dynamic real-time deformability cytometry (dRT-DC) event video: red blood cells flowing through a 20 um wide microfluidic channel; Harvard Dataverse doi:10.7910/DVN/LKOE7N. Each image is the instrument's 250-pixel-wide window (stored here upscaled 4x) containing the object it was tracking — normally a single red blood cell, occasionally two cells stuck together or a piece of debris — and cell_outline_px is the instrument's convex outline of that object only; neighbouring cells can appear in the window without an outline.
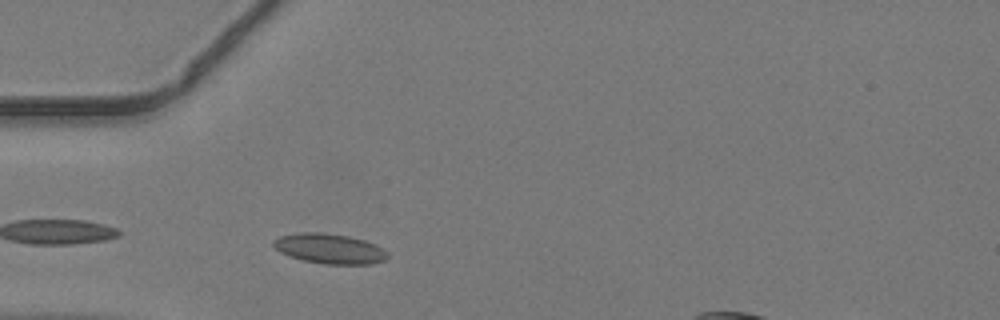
{"species": "common noctule bat (a hibernating species)", "species_latin": "Nyctalus noctula", "temperature_condition": "warm", "stored_images_in_passage": 32, "camera_frame_rate_fps": 3000, "um_per_image_px": 0.085, "animal": {"sex": "male", "body_mass_g": 19.2, "forearm_length_mm": 51.8}, "frame": {"image": 1, "passage_image": 2, "time_ms": 0.333, "image_size_px": [1000, 320], "cell_outline_px": [[388, 256], [384, 260], [372, 264], [324, 264], [304, 260], [288, 256], [280, 252], [272, 244], [272, 240], [280, 236], [300, 232], [320, 232], [348, 236], [364, 240], [388, 252]], "centroid_in_image_um": [27.97, 21.14], "position_along_channel_um": 57.0, "area_um2": 19.83}}
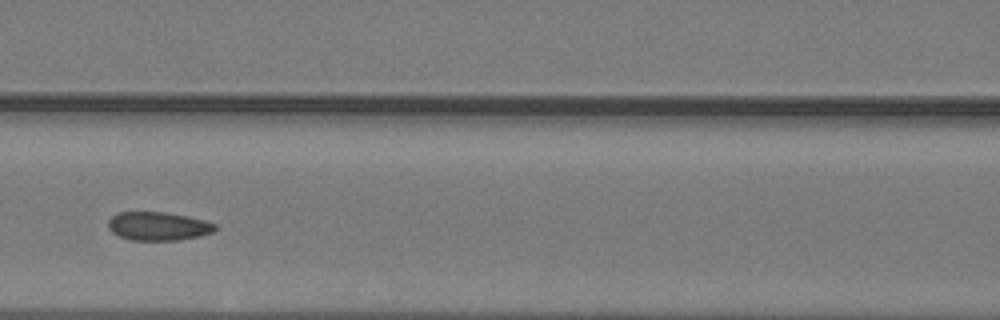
{"frame": {"image": 2, "passage_image": 9, "time_ms": 2.667, "image_size_px": [1000, 320], "cell_outline_px": [[216, 228], [212, 232], [200, 236], [176, 240], [132, 240], [120, 236], [112, 232], [108, 228], [108, 220], [112, 216], [120, 212], [168, 212], [188, 216], [204, 220], [216, 224]], "centroid_in_image_um": [13.44, 19.22], "position_along_channel_um": 153.2, "area_um2": 17.74}}
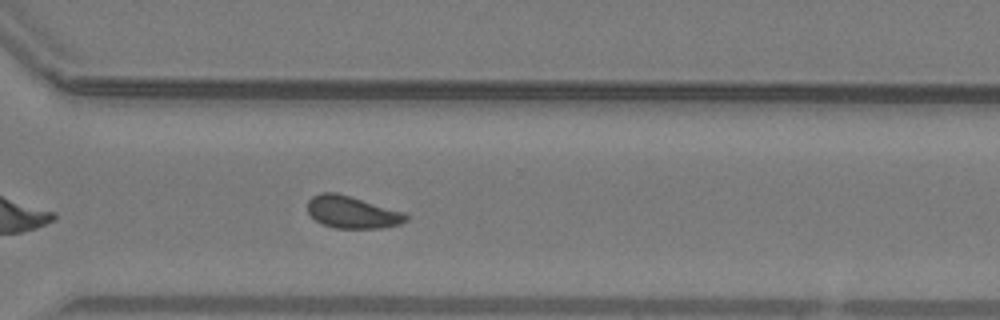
{"frame": {"image": 3, "passage_image": 22, "time_ms": 7.0, "image_size_px": [1000, 320], "cell_outline_px": [[408, 220], [400, 224], [380, 228], [336, 228], [320, 224], [308, 212], [308, 200], [312, 196], [320, 192], [336, 192], [408, 212]], "centroid_in_image_um": [29.97, 18.03], "position_along_channel_um": 340.6, "area_um2": 18.79}}